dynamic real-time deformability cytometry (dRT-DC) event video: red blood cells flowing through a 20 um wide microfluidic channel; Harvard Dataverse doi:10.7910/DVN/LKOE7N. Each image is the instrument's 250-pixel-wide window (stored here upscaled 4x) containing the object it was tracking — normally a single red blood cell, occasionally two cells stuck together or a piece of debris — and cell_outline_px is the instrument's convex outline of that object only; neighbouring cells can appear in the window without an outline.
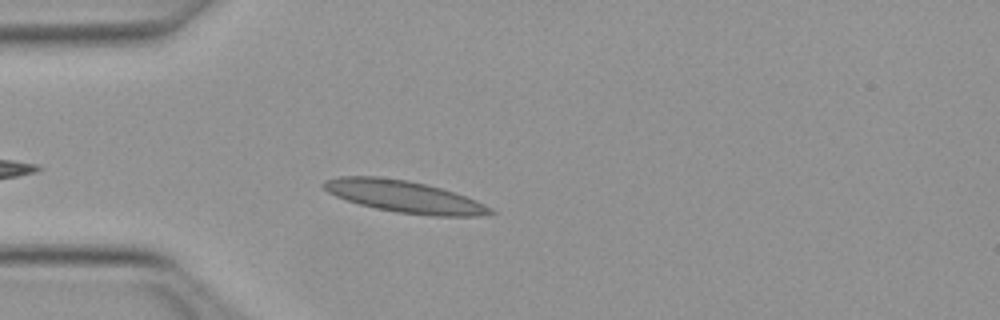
{"species": "Egyptian fruit bat (a non-hibernating species)", "species_latin": "Rousettus aegyptiacus", "temperature_condition": "warm", "stored_images_in_passage": 39, "camera_frame_rate_fps": 3000, "um_per_image_px": 0.085, "animal": {"sex": "female"}, "frame": {"image": 1, "passage_image": 5, "time_ms": 1.333, "image_size_px": [1000, 320], "cell_outline_px": [[496, 212], [480, 216], [432, 216], [396, 212], [376, 208], [360, 204], [336, 196], [328, 192], [320, 184], [324, 180], [340, 176], [376, 176], [408, 180], [440, 188], [476, 200], [492, 208]], "centroid_in_image_um": [34.34, 16.71], "position_along_channel_um": 50.7, "area_um2": 30.81}}
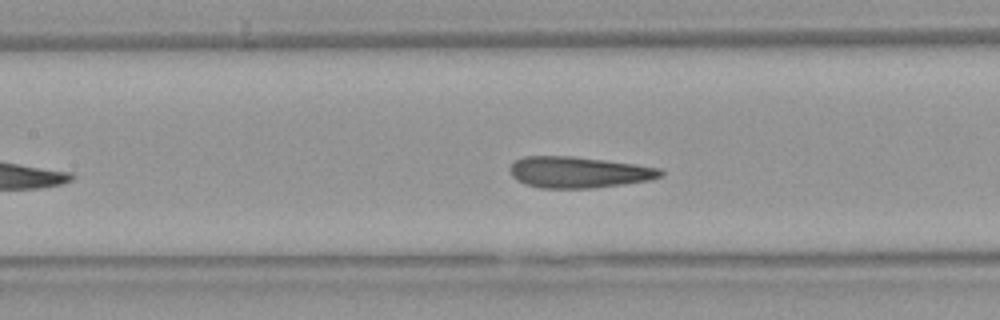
{"frame": {"image": 2, "passage_image": 14, "time_ms": 4.333, "image_size_px": [1000, 320], "cell_outline_px": [[664, 176], [648, 180], [624, 184], [592, 188], [540, 188], [524, 184], [516, 180], [512, 176], [508, 168], [516, 160], [524, 156], [572, 156], [636, 164], [660, 168], [664, 172]], "centroid_in_image_um": [49.17, 14.64], "position_along_channel_um": 158.2, "area_um2": 27.51}}
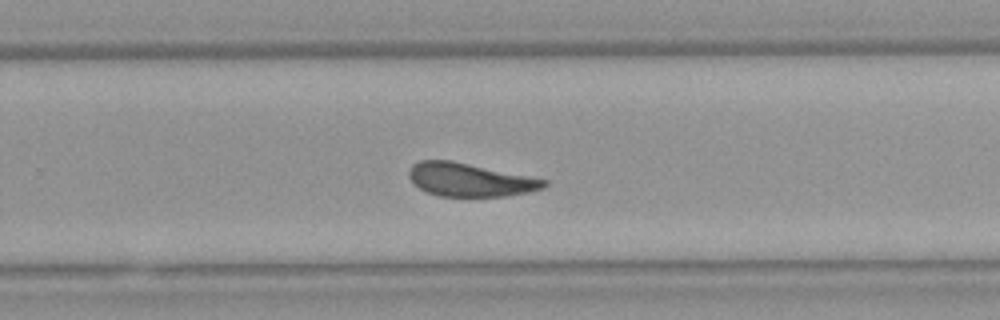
{"frame": {"image": 3, "passage_image": 24, "time_ms": 7.667, "image_size_px": [1000, 320], "cell_outline_px": [[548, 184], [544, 188], [528, 192], [504, 196], [440, 196], [428, 192], [420, 188], [408, 176], [408, 172], [412, 164], [420, 160], [452, 160], [548, 180]], "centroid_in_image_um": [39.95, 15.27], "position_along_channel_um": 289.9, "area_um2": 26.07}, "authors_computed_cell_mechanics": {"area_um2": 26.877, "velocity_mm_per_s": 3.9716, "shape_relaxation_time_tau1_ms": 7.5517, "shape_relaxation_time_tau2_ms": 1.7574, "deformation_change_tau1": 0.2077, "deformation_change_tau2": 0.0768}}